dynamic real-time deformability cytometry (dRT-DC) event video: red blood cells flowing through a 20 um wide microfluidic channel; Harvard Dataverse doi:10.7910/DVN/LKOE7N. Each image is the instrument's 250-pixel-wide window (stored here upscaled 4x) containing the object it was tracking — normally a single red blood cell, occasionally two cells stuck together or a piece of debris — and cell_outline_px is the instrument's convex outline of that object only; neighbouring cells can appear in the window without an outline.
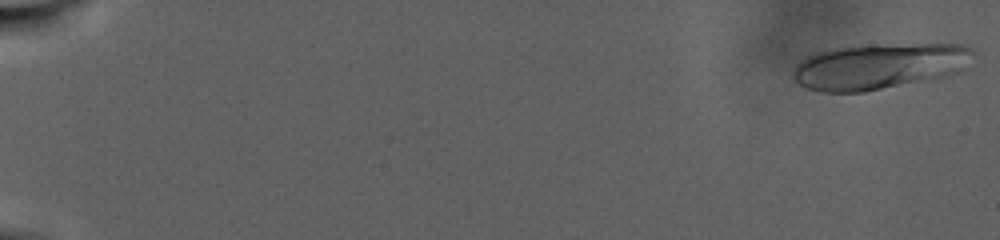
{"species": "human", "species_latin": "Homo sapiens", "temperature_condition": "warm", "stored_images_in_passage": 49, "camera_frame_rate_fps": 3000, "um_per_image_px": 0.085, "donor": {"sex": "male"}, "frame": {"image": 1, "passage_image": 1, "time_ms": 0.0, "image_size_px": [1000, 240], "cell_outline_px": [[976, 52], [972, 68], [960, 72], [944, 76], [864, 92], [820, 92], [808, 88], [800, 84], [796, 80], [792, 72], [792, 68], [800, 60], [808, 56], [832, 48], [872, 44], [968, 44]], "centroid_in_image_um": [74.85, 5.61], "position_along_channel_um": 10.2, "area_um2": 48.84}}
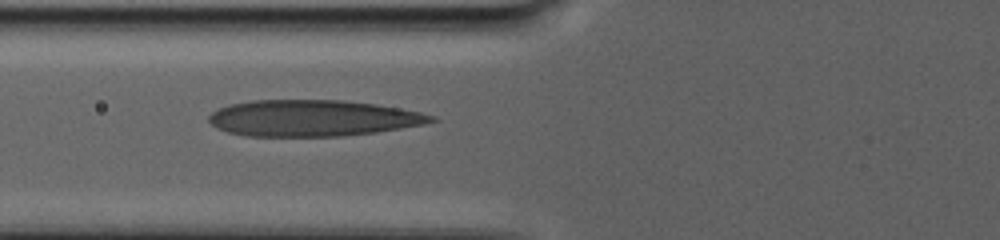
{"frame": {"image": 2, "passage_image": 36, "time_ms": 13.0, "image_size_px": [1000, 240], "cell_outline_px": [[440, 120], [424, 124], [376, 132], [344, 136], [244, 136], [228, 132], [216, 128], [208, 120], [208, 116], [212, 112], [228, 104], [248, 100], [344, 100], [376, 104], [400, 108], [420, 112], [436, 116]], "centroid_in_image_um": [26.58, 10.04], "position_along_channel_um": 99.2, "area_um2": 47.34}}
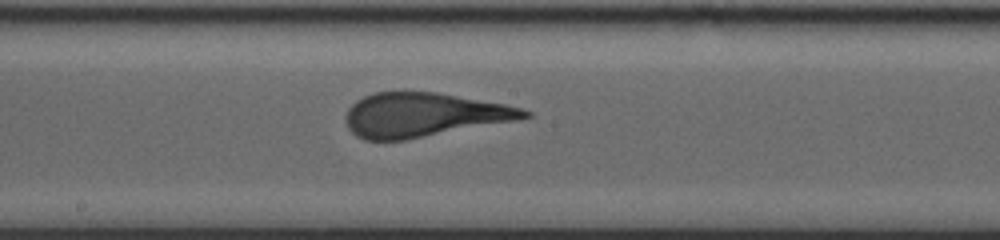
{"frame": {"image": 3, "passage_image": 49, "time_ms": 18.0, "image_size_px": [1000, 240], "cell_outline_px": [[532, 116], [512, 120], [404, 140], [364, 140], [356, 136], [348, 128], [344, 120], [344, 116], [348, 108], [356, 100], [372, 92], [404, 88], [436, 92], [504, 104], [520, 108], [532, 112]], "centroid_in_image_um": [35.87, 9.71], "position_along_channel_um": 212.3, "area_um2": 46.24}}